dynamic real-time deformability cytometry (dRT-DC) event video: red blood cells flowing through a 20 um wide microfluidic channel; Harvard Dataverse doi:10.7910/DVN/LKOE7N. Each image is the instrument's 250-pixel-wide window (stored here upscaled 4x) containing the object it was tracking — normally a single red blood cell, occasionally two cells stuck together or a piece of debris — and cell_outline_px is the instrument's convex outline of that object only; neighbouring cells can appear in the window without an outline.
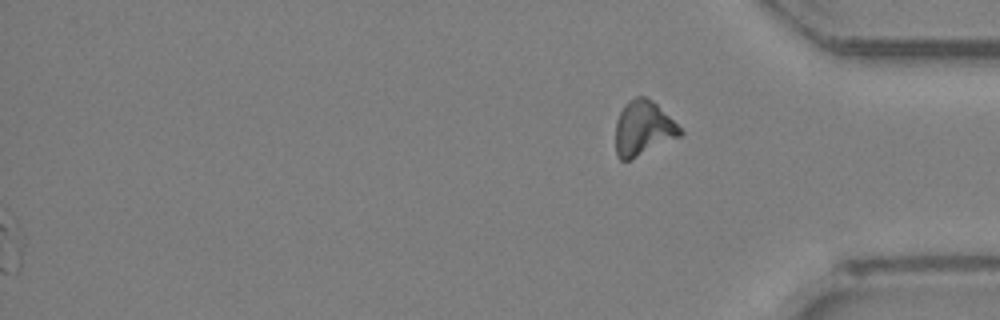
{"species": "Egyptian fruit bat (a non-hibernating species)", "species_latin": "Rousettus aegyptiacus", "temperature_condition": "room temperature", "stored_images_in_passage": 29, "segment_of_instrument_passage": [2, 2], "camera_frame_rate_fps": 3000, "um_per_image_px": 0.085, "animal": {"sex": "female"}, "frame": {"image": 1, "passage_image": 29, "time_ms": 9.333, "image_size_px": [1000, 320], "cell_outline_px": [[684, 132], [680, 136], [628, 160], [620, 160], [616, 156], [616, 120], [624, 104], [628, 100], [636, 96], [644, 96], [652, 100]], "centroid_in_image_um": [54.63, 10.89], "position_along_channel_um": 380.6, "area_um2": 20.17}}